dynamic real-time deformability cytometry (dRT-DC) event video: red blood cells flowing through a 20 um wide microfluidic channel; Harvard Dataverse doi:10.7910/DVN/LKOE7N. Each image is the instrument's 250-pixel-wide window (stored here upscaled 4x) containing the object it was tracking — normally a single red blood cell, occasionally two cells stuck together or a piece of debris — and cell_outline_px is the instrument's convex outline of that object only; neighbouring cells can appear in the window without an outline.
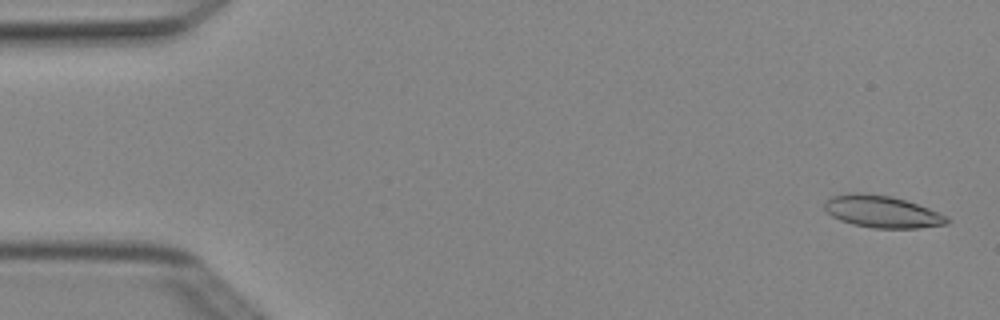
{"species": "Egyptian fruit bat (a non-hibernating species)", "species_latin": "Rousettus aegyptiacus", "temperature_condition": "cold", "stored_images_in_passage": 4, "camera_frame_rate_fps": 3000, "um_per_image_px": 0.085, "animal": {"sex": "female"}, "frame": {"image": 1, "passage_image": 1, "time_ms": 0.0, "image_size_px": [1000, 320], "cell_outline_px": [[952, 220], [948, 224], [916, 228], [872, 228], [852, 224], [840, 220], [832, 216], [824, 208], [824, 200], [832, 196], [848, 192], [856, 192], [892, 196], [928, 208], [948, 216]], "centroid_in_image_um": [74.96, 17.99], "position_along_channel_um": 10.0, "area_um2": 23.0}}
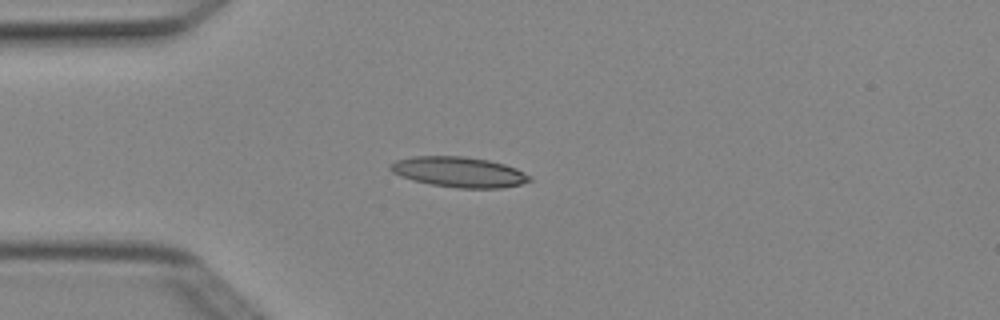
{"frame": {"image": 2, "passage_image": 4, "time_ms": 1.0, "image_size_px": [1000, 320], "cell_outline_px": [[532, 180], [520, 184], [504, 188], [456, 188], [432, 184], [412, 180], [400, 176], [392, 172], [388, 168], [388, 164], [396, 160], [416, 156], [464, 156], [488, 160], [504, 164], [516, 168], [532, 176]], "centroid_in_image_um": [39.01, 14.62], "position_along_channel_um": 46.0, "area_um2": 24.74}}